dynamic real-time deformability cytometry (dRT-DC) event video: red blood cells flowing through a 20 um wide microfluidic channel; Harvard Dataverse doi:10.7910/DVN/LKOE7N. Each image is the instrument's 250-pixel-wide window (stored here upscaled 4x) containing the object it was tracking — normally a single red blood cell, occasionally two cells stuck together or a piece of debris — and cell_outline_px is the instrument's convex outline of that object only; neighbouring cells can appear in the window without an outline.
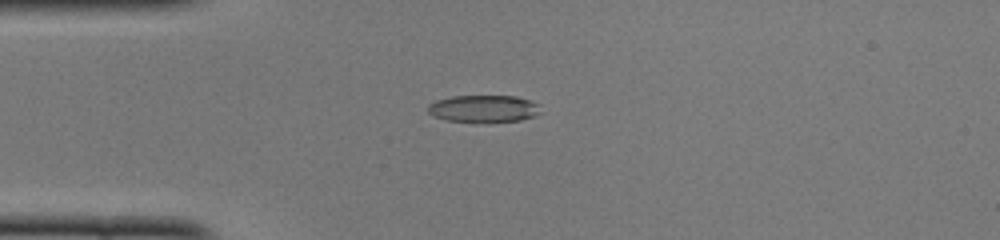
{"species": "common noctule bat (a hibernating species)", "species_latin": "Nyctalus noctula", "temperature_condition": "cold", "stored_images_in_passage": 39, "camera_frame_rate_fps": 3000, "um_per_image_px": 0.085, "animal": {"sex": "female", "body_mass_g": 22.0, "forearm_length_mm": 56.7}, "frame": {"image": 1, "passage_image": 2, "time_ms": 0.333, "image_size_px": [1000, 240], "cell_outline_px": [[540, 112], [536, 116], [520, 120], [444, 120], [432, 116], [428, 112], [428, 104], [436, 100], [452, 96], [516, 96], [540, 104]], "centroid_in_image_um": [41.1, 9.2], "position_along_channel_um": 43.9, "area_um2": 17.4}}
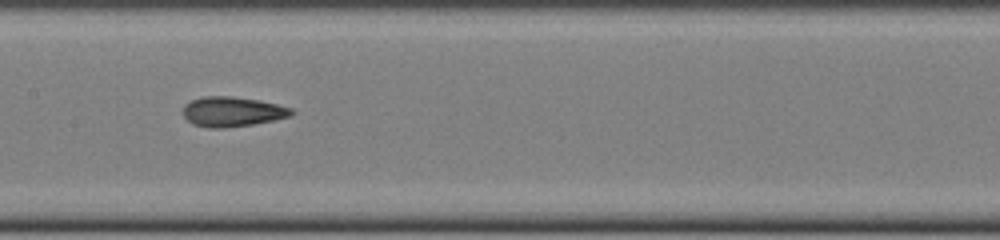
{"frame": {"image": 2, "passage_image": 14, "time_ms": 4.333, "image_size_px": [1000, 240], "cell_outline_px": [[296, 112], [292, 116], [252, 124], [224, 128], [208, 128], [192, 124], [184, 116], [184, 104], [192, 100], [204, 96], [232, 96], [260, 100], [292, 108]], "centroid_in_image_um": [19.76, 9.49], "position_along_channel_um": 187.6, "area_um2": 18.9}}
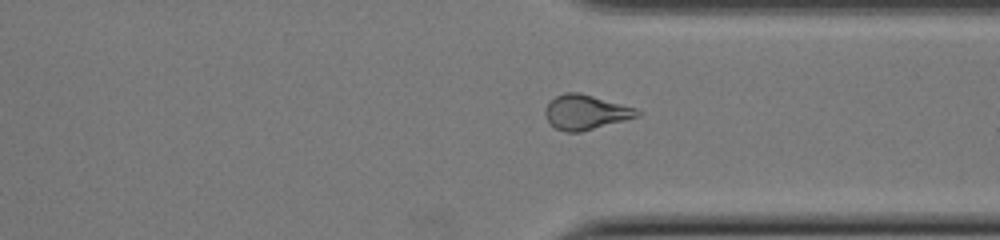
{"frame": {"image": 3, "passage_image": 27, "time_ms": 8.667, "image_size_px": [1000, 240], "cell_outline_px": [[640, 116], [580, 132], [564, 132], [556, 128], [548, 120], [544, 112], [548, 104], [556, 96], [564, 92], [580, 92], [636, 108], [640, 112]], "centroid_in_image_um": [49.79, 9.53], "position_along_channel_um": 361.6, "area_um2": 18.44}, "authors_computed_cell_mechanics": {"area_um2": 18.4382, "velocity_mm_per_s": 4.0071, "shape_relaxation_time_tau1_ms": 5.0688, "shape_relaxation_time_tau2_ms": 2.2625, "deformation_change_tau1": 0.171, "deformation_change_tau2": 0.1077}}